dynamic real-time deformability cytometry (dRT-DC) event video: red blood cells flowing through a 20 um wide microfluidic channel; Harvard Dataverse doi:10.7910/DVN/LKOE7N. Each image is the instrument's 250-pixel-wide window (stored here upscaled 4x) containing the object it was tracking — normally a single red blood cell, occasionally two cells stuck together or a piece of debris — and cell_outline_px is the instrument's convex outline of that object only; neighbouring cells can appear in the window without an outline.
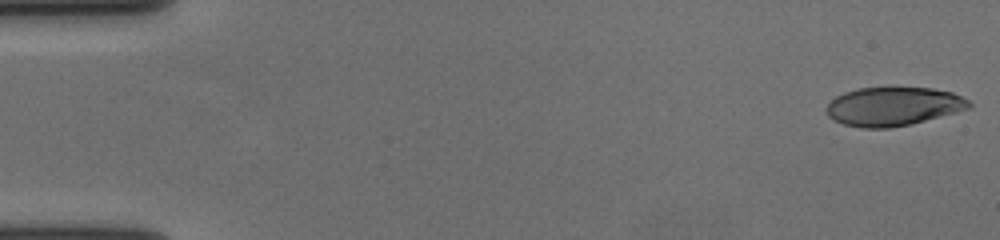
{"species": "human", "species_latin": "Homo sapiens", "temperature_condition": "cold", "stored_images_in_passage": 57, "camera_frame_rate_fps": 3000, "um_per_image_px": 0.085, "donor": {"sex": "female"}, "frame": {"image": 1, "passage_image": 1, "time_ms": 0.0, "image_size_px": [1000, 240], "cell_outline_px": [[972, 108], [908, 124], [888, 128], [864, 128], [844, 124], [832, 120], [828, 116], [824, 108], [836, 96], [844, 92], [860, 88], [888, 84], [932, 88], [952, 92], [968, 100], [972, 104]], "centroid_in_image_um": [75.9, 8.99], "position_along_channel_um": 9.1, "area_um2": 33.0}}
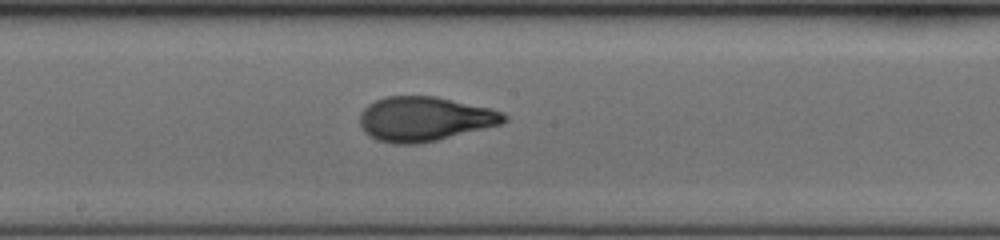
{"frame": {"image": 2, "passage_image": 31, "time_ms": 10.0, "image_size_px": [1000, 240], "cell_outline_px": [[508, 120], [504, 124], [436, 140], [416, 144], [392, 144], [376, 140], [368, 136], [364, 132], [360, 124], [360, 112], [368, 104], [384, 96], [436, 96], [492, 108], [504, 112], [508, 116]], "centroid_in_image_um": [36.11, 10.11], "position_along_channel_um": 212.1, "area_um2": 37.86}}
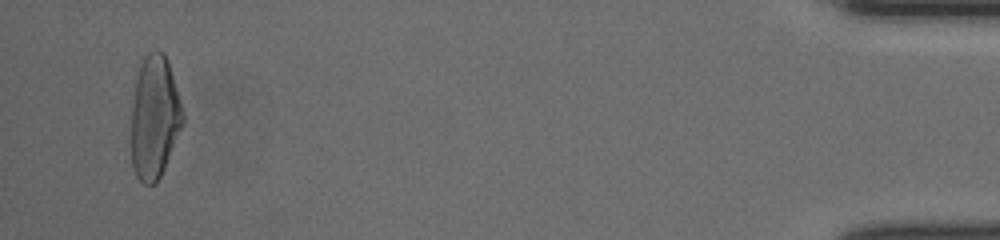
{"frame": {"image": 3, "passage_image": 55, "time_ms": 18.0, "image_size_px": [1000, 240], "cell_outline_px": [[184, 124], [164, 168], [156, 184], [144, 184], [136, 176], [132, 168], [132, 104], [136, 76], [140, 64], [144, 56], [148, 52], [156, 48], [164, 52], [168, 60], [184, 112]], "centroid_in_image_um": [13.14, 9.94], "position_along_channel_um": 422.1, "area_um2": 37.34}, "authors_computed_cell_mechanics": {"area_um2": 36.2406, "velocity_mm_per_s": 3.6533, "shape_relaxation_time_tau1_ms": 4.9443, "shape_relaxation_time_tau2_ms": 0.9447, "deformation_change_tau1": 0.2168, "deformation_change_tau2": 0.0772}}